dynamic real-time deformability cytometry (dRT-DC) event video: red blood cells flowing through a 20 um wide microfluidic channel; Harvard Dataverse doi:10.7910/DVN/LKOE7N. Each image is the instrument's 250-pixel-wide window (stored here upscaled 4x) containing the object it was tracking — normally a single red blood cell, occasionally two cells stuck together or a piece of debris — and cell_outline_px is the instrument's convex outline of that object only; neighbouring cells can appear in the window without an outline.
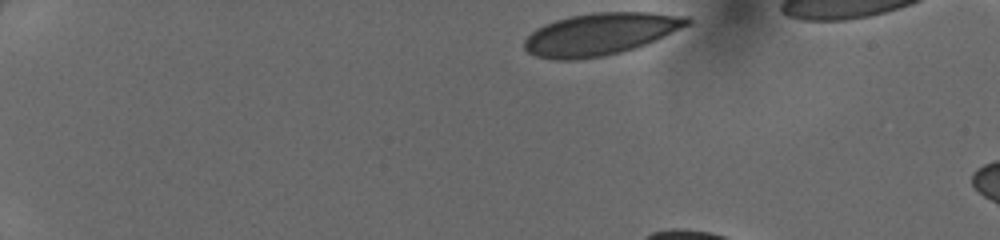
{"species": "human", "species_latin": "Homo sapiens", "temperature_condition": "cold", "stored_images_in_passage": 7, "camera_frame_rate_fps": 3000, "um_per_image_px": 0.085, "donor": {"sex": "female"}, "frame": {"image": 1, "passage_image": 1, "time_ms": 0.0, "image_size_px": [1000, 240], "cell_outline_px": [[692, 20], [688, 24], [648, 44], [636, 48], [604, 56], [576, 60], [556, 60], [536, 56], [528, 52], [524, 48], [524, 40], [536, 28], [544, 24], [556, 20], [572, 16], [592, 12], [648, 12], [688, 16]], "centroid_in_image_um": [51.02, 2.9], "position_along_channel_um": 34.0, "area_um2": 39.94}}